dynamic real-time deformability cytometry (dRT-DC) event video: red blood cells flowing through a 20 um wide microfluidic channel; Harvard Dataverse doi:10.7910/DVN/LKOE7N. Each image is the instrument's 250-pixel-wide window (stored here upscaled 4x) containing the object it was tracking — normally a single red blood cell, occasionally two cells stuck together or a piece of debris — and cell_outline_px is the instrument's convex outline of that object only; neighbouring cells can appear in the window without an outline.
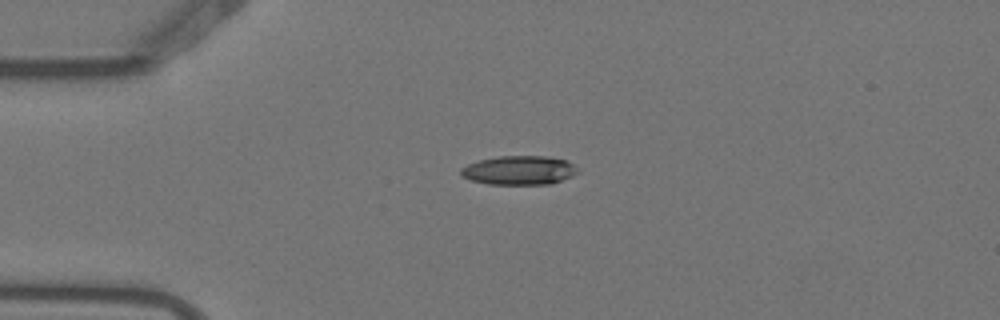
{"species": "Egyptian fruit bat (a non-hibernating species)", "species_latin": "Rousettus aegyptiacus", "temperature_condition": "warm", "stored_images_in_passage": 6, "camera_frame_rate_fps": 3000, "um_per_image_px": 0.085, "animal": {"sex": "female"}, "frame": {"image": 1, "passage_image": 1, "time_ms": 0.0, "image_size_px": [1000, 320], "cell_outline_px": [[580, 172], [572, 176], [552, 184], [488, 184], [472, 180], [464, 176], [460, 172], [460, 168], [468, 164], [480, 160], [500, 156], [548, 156], [564, 160], [572, 164]], "centroid_in_image_um": [44.15, 14.47], "position_along_channel_um": 40.9, "area_um2": 19.59}}
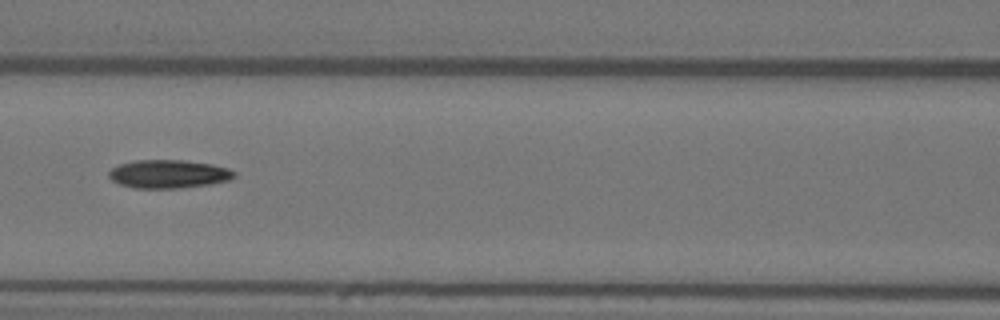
{"frame": {"image": 2, "passage_image": 4, "time_ms": 1.0, "image_size_px": [1000, 320], "cell_outline_px": [[236, 176], [228, 180], [208, 184], [180, 188], [136, 188], [120, 184], [112, 180], [108, 176], [108, 172], [112, 168], [120, 164], [136, 160], [184, 160], [212, 164], [228, 168], [236, 172]], "centroid_in_image_um": [14.33, 14.78], "position_along_channel_um": 152.3, "area_um2": 20.63}}
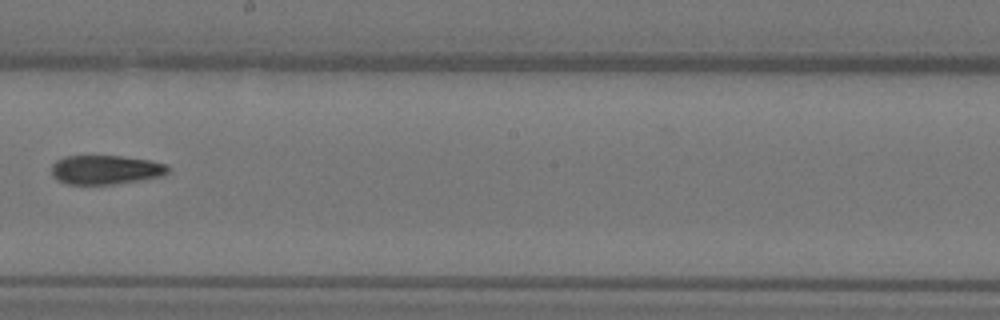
{"frame": {"image": 3, "passage_image": 6, "time_ms": 1.667, "image_size_px": [1000, 320], "cell_outline_px": [[168, 172], [160, 176], [140, 180], [116, 184], [68, 184], [56, 180], [52, 176], [52, 164], [56, 160], [64, 156], [120, 156], [148, 160], [164, 164], [168, 168]], "centroid_in_image_um": [8.91, 14.43], "position_along_channel_um": 239.3, "area_um2": 19.65}}